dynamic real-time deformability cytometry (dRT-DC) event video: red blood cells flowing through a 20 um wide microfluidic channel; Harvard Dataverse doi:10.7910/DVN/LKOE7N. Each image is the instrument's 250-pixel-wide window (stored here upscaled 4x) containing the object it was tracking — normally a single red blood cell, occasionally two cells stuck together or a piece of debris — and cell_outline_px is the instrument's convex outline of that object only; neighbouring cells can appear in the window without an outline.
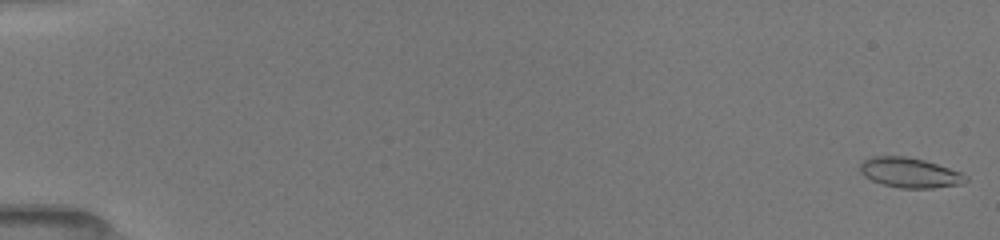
{"species": "common noctule bat (a hibernating species)", "species_latin": "Nyctalus noctula", "temperature_condition": "room temperature", "stored_images_in_passage": 34, "camera_frame_rate_fps": 3000, "um_per_image_px": 0.085, "animal": {"sex": "female", "body_mass_g": 19.5, "forearm_length_mm": 54.1}, "frame": {"image": 1, "passage_image": 1, "time_ms": 0.0, "image_size_px": [1000, 240], "cell_outline_px": [[968, 180], [960, 184], [932, 188], [900, 188], [884, 184], [872, 180], [864, 176], [860, 172], [860, 164], [864, 160], [872, 156], [908, 156], [924, 160], [960, 172], [968, 176]], "centroid_in_image_um": [77.32, 14.67], "position_along_channel_um": 7.7, "area_um2": 18.32}}
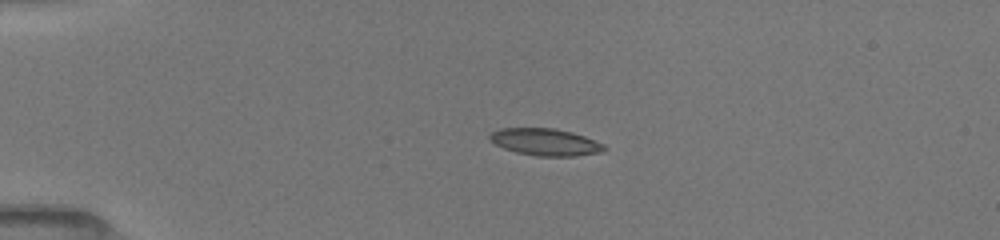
{"frame": {"image": 2, "passage_image": 19, "time_ms": 4.0, "image_size_px": [1000, 240], "cell_outline_px": [[608, 148], [600, 152], [576, 156], [536, 156], [516, 152], [504, 148], [488, 140], [488, 136], [492, 132], [500, 128], [556, 128], [572, 132], [584, 136], [604, 144]], "centroid_in_image_um": [46.35, 12.07], "position_along_channel_um": 38.7, "area_um2": 18.09}}
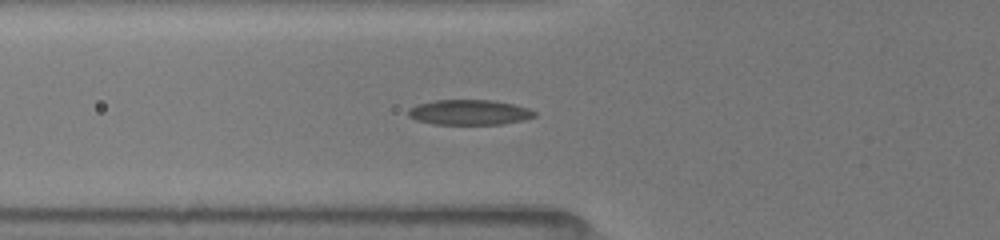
{"frame": {"image": 3, "passage_image": 30, "time_ms": 6.333, "image_size_px": [1000, 240], "cell_outline_px": [[536, 116], [524, 120], [500, 124], [432, 124], [416, 120], [408, 116], [408, 108], [416, 104], [436, 100], [492, 100], [512, 104], [528, 108], [536, 112]], "centroid_in_image_um": [39.86, 9.55], "position_along_channel_um": 85.9, "area_um2": 18.55}}